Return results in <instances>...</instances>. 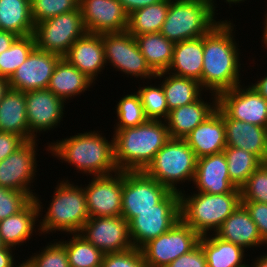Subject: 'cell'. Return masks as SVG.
Here are the masks:
<instances>
[{
	"instance_id": "cell-46",
	"label": "cell",
	"mask_w": 267,
	"mask_h": 267,
	"mask_svg": "<svg viewBox=\"0 0 267 267\" xmlns=\"http://www.w3.org/2000/svg\"><path fill=\"white\" fill-rule=\"evenodd\" d=\"M166 267H207L206 255L198 244L189 253L181 255Z\"/></svg>"
},
{
	"instance_id": "cell-17",
	"label": "cell",
	"mask_w": 267,
	"mask_h": 267,
	"mask_svg": "<svg viewBox=\"0 0 267 267\" xmlns=\"http://www.w3.org/2000/svg\"><path fill=\"white\" fill-rule=\"evenodd\" d=\"M26 113L30 135L37 140V133H46L63 121L65 102L48 89L25 92ZM59 124V125H58ZM48 130V131H47Z\"/></svg>"
},
{
	"instance_id": "cell-36",
	"label": "cell",
	"mask_w": 267,
	"mask_h": 267,
	"mask_svg": "<svg viewBox=\"0 0 267 267\" xmlns=\"http://www.w3.org/2000/svg\"><path fill=\"white\" fill-rule=\"evenodd\" d=\"M224 155L228 165L229 178L239 189L262 164L254 154L240 148L226 147Z\"/></svg>"
},
{
	"instance_id": "cell-11",
	"label": "cell",
	"mask_w": 267,
	"mask_h": 267,
	"mask_svg": "<svg viewBox=\"0 0 267 267\" xmlns=\"http://www.w3.org/2000/svg\"><path fill=\"white\" fill-rule=\"evenodd\" d=\"M170 192L144 171H122L121 216L129 223L139 212L155 209Z\"/></svg>"
},
{
	"instance_id": "cell-52",
	"label": "cell",
	"mask_w": 267,
	"mask_h": 267,
	"mask_svg": "<svg viewBox=\"0 0 267 267\" xmlns=\"http://www.w3.org/2000/svg\"><path fill=\"white\" fill-rule=\"evenodd\" d=\"M8 78L0 76V102L2 101L5 93L9 90Z\"/></svg>"
},
{
	"instance_id": "cell-45",
	"label": "cell",
	"mask_w": 267,
	"mask_h": 267,
	"mask_svg": "<svg viewBox=\"0 0 267 267\" xmlns=\"http://www.w3.org/2000/svg\"><path fill=\"white\" fill-rule=\"evenodd\" d=\"M252 220L257 225L260 237L267 245V203L255 201H241Z\"/></svg>"
},
{
	"instance_id": "cell-16",
	"label": "cell",
	"mask_w": 267,
	"mask_h": 267,
	"mask_svg": "<svg viewBox=\"0 0 267 267\" xmlns=\"http://www.w3.org/2000/svg\"><path fill=\"white\" fill-rule=\"evenodd\" d=\"M90 217L121 216L122 171L104 176H94L84 187Z\"/></svg>"
},
{
	"instance_id": "cell-23",
	"label": "cell",
	"mask_w": 267,
	"mask_h": 267,
	"mask_svg": "<svg viewBox=\"0 0 267 267\" xmlns=\"http://www.w3.org/2000/svg\"><path fill=\"white\" fill-rule=\"evenodd\" d=\"M36 195L21 211L0 221V237L5 246L15 248L31 240L36 232V223L42 214L43 205ZM41 212V213H40Z\"/></svg>"
},
{
	"instance_id": "cell-43",
	"label": "cell",
	"mask_w": 267,
	"mask_h": 267,
	"mask_svg": "<svg viewBox=\"0 0 267 267\" xmlns=\"http://www.w3.org/2000/svg\"><path fill=\"white\" fill-rule=\"evenodd\" d=\"M31 200L25 192L0 186V221L21 211Z\"/></svg>"
},
{
	"instance_id": "cell-40",
	"label": "cell",
	"mask_w": 267,
	"mask_h": 267,
	"mask_svg": "<svg viewBox=\"0 0 267 267\" xmlns=\"http://www.w3.org/2000/svg\"><path fill=\"white\" fill-rule=\"evenodd\" d=\"M48 243L41 252L23 261V267H70L66 248L57 241ZM54 242V243H52Z\"/></svg>"
},
{
	"instance_id": "cell-26",
	"label": "cell",
	"mask_w": 267,
	"mask_h": 267,
	"mask_svg": "<svg viewBox=\"0 0 267 267\" xmlns=\"http://www.w3.org/2000/svg\"><path fill=\"white\" fill-rule=\"evenodd\" d=\"M215 234L223 240L232 242L244 250L267 246L259 235L257 225L252 220L246 208L240 204L223 222Z\"/></svg>"
},
{
	"instance_id": "cell-44",
	"label": "cell",
	"mask_w": 267,
	"mask_h": 267,
	"mask_svg": "<svg viewBox=\"0 0 267 267\" xmlns=\"http://www.w3.org/2000/svg\"><path fill=\"white\" fill-rule=\"evenodd\" d=\"M101 267H147L141 249L104 254Z\"/></svg>"
},
{
	"instance_id": "cell-28",
	"label": "cell",
	"mask_w": 267,
	"mask_h": 267,
	"mask_svg": "<svg viewBox=\"0 0 267 267\" xmlns=\"http://www.w3.org/2000/svg\"><path fill=\"white\" fill-rule=\"evenodd\" d=\"M92 83L94 84L91 79L62 57L54 68L47 89L67 104L70 98L81 96L91 88Z\"/></svg>"
},
{
	"instance_id": "cell-50",
	"label": "cell",
	"mask_w": 267,
	"mask_h": 267,
	"mask_svg": "<svg viewBox=\"0 0 267 267\" xmlns=\"http://www.w3.org/2000/svg\"><path fill=\"white\" fill-rule=\"evenodd\" d=\"M17 37L13 32L0 30V54L9 49Z\"/></svg>"
},
{
	"instance_id": "cell-18",
	"label": "cell",
	"mask_w": 267,
	"mask_h": 267,
	"mask_svg": "<svg viewBox=\"0 0 267 267\" xmlns=\"http://www.w3.org/2000/svg\"><path fill=\"white\" fill-rule=\"evenodd\" d=\"M62 57L35 47L8 79L11 89L27 92L47 89L54 68Z\"/></svg>"
},
{
	"instance_id": "cell-20",
	"label": "cell",
	"mask_w": 267,
	"mask_h": 267,
	"mask_svg": "<svg viewBox=\"0 0 267 267\" xmlns=\"http://www.w3.org/2000/svg\"><path fill=\"white\" fill-rule=\"evenodd\" d=\"M193 185L198 192L209 194L230 193L237 188L229 178L224 151L197 159Z\"/></svg>"
},
{
	"instance_id": "cell-22",
	"label": "cell",
	"mask_w": 267,
	"mask_h": 267,
	"mask_svg": "<svg viewBox=\"0 0 267 267\" xmlns=\"http://www.w3.org/2000/svg\"><path fill=\"white\" fill-rule=\"evenodd\" d=\"M197 159L223 152L226 146V130L223 111L217 110L195 127L185 138Z\"/></svg>"
},
{
	"instance_id": "cell-15",
	"label": "cell",
	"mask_w": 267,
	"mask_h": 267,
	"mask_svg": "<svg viewBox=\"0 0 267 267\" xmlns=\"http://www.w3.org/2000/svg\"><path fill=\"white\" fill-rule=\"evenodd\" d=\"M79 234L104 254L133 248L129 224L122 216L90 217Z\"/></svg>"
},
{
	"instance_id": "cell-13",
	"label": "cell",
	"mask_w": 267,
	"mask_h": 267,
	"mask_svg": "<svg viewBox=\"0 0 267 267\" xmlns=\"http://www.w3.org/2000/svg\"><path fill=\"white\" fill-rule=\"evenodd\" d=\"M242 84L218 95V107L231 119L267 128V100L252 85Z\"/></svg>"
},
{
	"instance_id": "cell-1",
	"label": "cell",
	"mask_w": 267,
	"mask_h": 267,
	"mask_svg": "<svg viewBox=\"0 0 267 267\" xmlns=\"http://www.w3.org/2000/svg\"><path fill=\"white\" fill-rule=\"evenodd\" d=\"M231 22L221 19L203 36L201 87L203 91L207 90V93L209 90V93L219 95L242 84L239 79L241 77L239 45L234 39L235 24Z\"/></svg>"
},
{
	"instance_id": "cell-30",
	"label": "cell",
	"mask_w": 267,
	"mask_h": 267,
	"mask_svg": "<svg viewBox=\"0 0 267 267\" xmlns=\"http://www.w3.org/2000/svg\"><path fill=\"white\" fill-rule=\"evenodd\" d=\"M199 244L206 255L207 267H244L245 251L242 247L221 239L215 233L203 235Z\"/></svg>"
},
{
	"instance_id": "cell-38",
	"label": "cell",
	"mask_w": 267,
	"mask_h": 267,
	"mask_svg": "<svg viewBox=\"0 0 267 267\" xmlns=\"http://www.w3.org/2000/svg\"><path fill=\"white\" fill-rule=\"evenodd\" d=\"M115 110L118 122H116L114 130L136 127L148 120L137 91L121 97Z\"/></svg>"
},
{
	"instance_id": "cell-12",
	"label": "cell",
	"mask_w": 267,
	"mask_h": 267,
	"mask_svg": "<svg viewBox=\"0 0 267 267\" xmlns=\"http://www.w3.org/2000/svg\"><path fill=\"white\" fill-rule=\"evenodd\" d=\"M106 64L109 63L116 71L140 80L154 79L156 74L146 63L136 40L127 30L102 34Z\"/></svg>"
},
{
	"instance_id": "cell-25",
	"label": "cell",
	"mask_w": 267,
	"mask_h": 267,
	"mask_svg": "<svg viewBox=\"0 0 267 267\" xmlns=\"http://www.w3.org/2000/svg\"><path fill=\"white\" fill-rule=\"evenodd\" d=\"M207 102L202 96L195 102L172 109L166 120L170 138L184 139L218 107V95L211 93ZM212 101V102H211Z\"/></svg>"
},
{
	"instance_id": "cell-34",
	"label": "cell",
	"mask_w": 267,
	"mask_h": 267,
	"mask_svg": "<svg viewBox=\"0 0 267 267\" xmlns=\"http://www.w3.org/2000/svg\"><path fill=\"white\" fill-rule=\"evenodd\" d=\"M169 9V0L137 9L128 15L127 31L133 35L160 32Z\"/></svg>"
},
{
	"instance_id": "cell-5",
	"label": "cell",
	"mask_w": 267,
	"mask_h": 267,
	"mask_svg": "<svg viewBox=\"0 0 267 267\" xmlns=\"http://www.w3.org/2000/svg\"><path fill=\"white\" fill-rule=\"evenodd\" d=\"M58 182L46 214L38 221L36 230L40 235L57 231L66 235L79 233L90 218L82 184L74 185L68 178Z\"/></svg>"
},
{
	"instance_id": "cell-41",
	"label": "cell",
	"mask_w": 267,
	"mask_h": 267,
	"mask_svg": "<svg viewBox=\"0 0 267 267\" xmlns=\"http://www.w3.org/2000/svg\"><path fill=\"white\" fill-rule=\"evenodd\" d=\"M79 9V0H31L34 24Z\"/></svg>"
},
{
	"instance_id": "cell-51",
	"label": "cell",
	"mask_w": 267,
	"mask_h": 267,
	"mask_svg": "<svg viewBox=\"0 0 267 267\" xmlns=\"http://www.w3.org/2000/svg\"><path fill=\"white\" fill-rule=\"evenodd\" d=\"M252 86L263 98L267 100V74L262 78H258L255 84L252 83Z\"/></svg>"
},
{
	"instance_id": "cell-54",
	"label": "cell",
	"mask_w": 267,
	"mask_h": 267,
	"mask_svg": "<svg viewBox=\"0 0 267 267\" xmlns=\"http://www.w3.org/2000/svg\"><path fill=\"white\" fill-rule=\"evenodd\" d=\"M265 16V18H264V28H263V30H261V31H263L262 33V35H263V37H262V43L265 45V49H267V13L264 15Z\"/></svg>"
},
{
	"instance_id": "cell-33",
	"label": "cell",
	"mask_w": 267,
	"mask_h": 267,
	"mask_svg": "<svg viewBox=\"0 0 267 267\" xmlns=\"http://www.w3.org/2000/svg\"><path fill=\"white\" fill-rule=\"evenodd\" d=\"M0 25L17 36L34 34L31 0H0Z\"/></svg>"
},
{
	"instance_id": "cell-19",
	"label": "cell",
	"mask_w": 267,
	"mask_h": 267,
	"mask_svg": "<svg viewBox=\"0 0 267 267\" xmlns=\"http://www.w3.org/2000/svg\"><path fill=\"white\" fill-rule=\"evenodd\" d=\"M87 33L105 34L126 31L128 14L118 0H79Z\"/></svg>"
},
{
	"instance_id": "cell-31",
	"label": "cell",
	"mask_w": 267,
	"mask_h": 267,
	"mask_svg": "<svg viewBox=\"0 0 267 267\" xmlns=\"http://www.w3.org/2000/svg\"><path fill=\"white\" fill-rule=\"evenodd\" d=\"M154 79L160 80L162 84L169 111L191 104L203 95L200 82L192 78L177 76L166 71L156 74Z\"/></svg>"
},
{
	"instance_id": "cell-7",
	"label": "cell",
	"mask_w": 267,
	"mask_h": 267,
	"mask_svg": "<svg viewBox=\"0 0 267 267\" xmlns=\"http://www.w3.org/2000/svg\"><path fill=\"white\" fill-rule=\"evenodd\" d=\"M196 164L197 157L185 139L170 138L144 172L170 191L180 193L182 189L176 186L185 181L193 183Z\"/></svg>"
},
{
	"instance_id": "cell-29",
	"label": "cell",
	"mask_w": 267,
	"mask_h": 267,
	"mask_svg": "<svg viewBox=\"0 0 267 267\" xmlns=\"http://www.w3.org/2000/svg\"><path fill=\"white\" fill-rule=\"evenodd\" d=\"M203 69V36L175 43L167 72L200 82Z\"/></svg>"
},
{
	"instance_id": "cell-8",
	"label": "cell",
	"mask_w": 267,
	"mask_h": 267,
	"mask_svg": "<svg viewBox=\"0 0 267 267\" xmlns=\"http://www.w3.org/2000/svg\"><path fill=\"white\" fill-rule=\"evenodd\" d=\"M87 33L80 9L49 18L35 25L36 47L64 57L70 47Z\"/></svg>"
},
{
	"instance_id": "cell-2",
	"label": "cell",
	"mask_w": 267,
	"mask_h": 267,
	"mask_svg": "<svg viewBox=\"0 0 267 267\" xmlns=\"http://www.w3.org/2000/svg\"><path fill=\"white\" fill-rule=\"evenodd\" d=\"M77 134L49 142L46 149L62 163L73 165L77 172L86 176H104L119 171L115 163L113 137L111 141L107 140L99 130Z\"/></svg>"
},
{
	"instance_id": "cell-55",
	"label": "cell",
	"mask_w": 267,
	"mask_h": 267,
	"mask_svg": "<svg viewBox=\"0 0 267 267\" xmlns=\"http://www.w3.org/2000/svg\"><path fill=\"white\" fill-rule=\"evenodd\" d=\"M244 1H247V0H225L224 2L228 3L229 6H231V4H239L241 2H244ZM216 0H214V5H216Z\"/></svg>"
},
{
	"instance_id": "cell-48",
	"label": "cell",
	"mask_w": 267,
	"mask_h": 267,
	"mask_svg": "<svg viewBox=\"0 0 267 267\" xmlns=\"http://www.w3.org/2000/svg\"><path fill=\"white\" fill-rule=\"evenodd\" d=\"M125 12L129 15L133 11L161 2L163 0H118Z\"/></svg>"
},
{
	"instance_id": "cell-49",
	"label": "cell",
	"mask_w": 267,
	"mask_h": 267,
	"mask_svg": "<svg viewBox=\"0 0 267 267\" xmlns=\"http://www.w3.org/2000/svg\"><path fill=\"white\" fill-rule=\"evenodd\" d=\"M13 250L15 249L8 246L0 248V267H23V261L16 265Z\"/></svg>"
},
{
	"instance_id": "cell-24",
	"label": "cell",
	"mask_w": 267,
	"mask_h": 267,
	"mask_svg": "<svg viewBox=\"0 0 267 267\" xmlns=\"http://www.w3.org/2000/svg\"><path fill=\"white\" fill-rule=\"evenodd\" d=\"M226 146L240 148L267 163V128L229 118L223 112Z\"/></svg>"
},
{
	"instance_id": "cell-53",
	"label": "cell",
	"mask_w": 267,
	"mask_h": 267,
	"mask_svg": "<svg viewBox=\"0 0 267 267\" xmlns=\"http://www.w3.org/2000/svg\"><path fill=\"white\" fill-rule=\"evenodd\" d=\"M250 267H267V253L258 256L254 261H252Z\"/></svg>"
},
{
	"instance_id": "cell-37",
	"label": "cell",
	"mask_w": 267,
	"mask_h": 267,
	"mask_svg": "<svg viewBox=\"0 0 267 267\" xmlns=\"http://www.w3.org/2000/svg\"><path fill=\"white\" fill-rule=\"evenodd\" d=\"M35 47L33 34L18 36L10 48L0 54V76L9 79Z\"/></svg>"
},
{
	"instance_id": "cell-35",
	"label": "cell",
	"mask_w": 267,
	"mask_h": 267,
	"mask_svg": "<svg viewBox=\"0 0 267 267\" xmlns=\"http://www.w3.org/2000/svg\"><path fill=\"white\" fill-rule=\"evenodd\" d=\"M70 235L69 241H64V239L59 241L66 248L70 267H98L102 265L104 253L100 249L88 242L79 233Z\"/></svg>"
},
{
	"instance_id": "cell-42",
	"label": "cell",
	"mask_w": 267,
	"mask_h": 267,
	"mask_svg": "<svg viewBox=\"0 0 267 267\" xmlns=\"http://www.w3.org/2000/svg\"><path fill=\"white\" fill-rule=\"evenodd\" d=\"M241 201L267 203V163H262L240 188Z\"/></svg>"
},
{
	"instance_id": "cell-21",
	"label": "cell",
	"mask_w": 267,
	"mask_h": 267,
	"mask_svg": "<svg viewBox=\"0 0 267 267\" xmlns=\"http://www.w3.org/2000/svg\"><path fill=\"white\" fill-rule=\"evenodd\" d=\"M64 58L94 84L98 74L105 70L106 64L102 34L86 33L70 47Z\"/></svg>"
},
{
	"instance_id": "cell-32",
	"label": "cell",
	"mask_w": 267,
	"mask_h": 267,
	"mask_svg": "<svg viewBox=\"0 0 267 267\" xmlns=\"http://www.w3.org/2000/svg\"><path fill=\"white\" fill-rule=\"evenodd\" d=\"M134 38L146 63L155 74L169 69L175 43L169 41L160 32L136 35Z\"/></svg>"
},
{
	"instance_id": "cell-6",
	"label": "cell",
	"mask_w": 267,
	"mask_h": 267,
	"mask_svg": "<svg viewBox=\"0 0 267 267\" xmlns=\"http://www.w3.org/2000/svg\"><path fill=\"white\" fill-rule=\"evenodd\" d=\"M214 0H169L160 33L173 43L207 34L217 23Z\"/></svg>"
},
{
	"instance_id": "cell-14",
	"label": "cell",
	"mask_w": 267,
	"mask_h": 267,
	"mask_svg": "<svg viewBox=\"0 0 267 267\" xmlns=\"http://www.w3.org/2000/svg\"><path fill=\"white\" fill-rule=\"evenodd\" d=\"M37 141H26L20 148L0 162L1 187L25 192L32 199L36 197L37 194L30 189V186L37 175Z\"/></svg>"
},
{
	"instance_id": "cell-3",
	"label": "cell",
	"mask_w": 267,
	"mask_h": 267,
	"mask_svg": "<svg viewBox=\"0 0 267 267\" xmlns=\"http://www.w3.org/2000/svg\"><path fill=\"white\" fill-rule=\"evenodd\" d=\"M114 157L119 171H144L170 139L166 121L147 120L136 127L113 131Z\"/></svg>"
},
{
	"instance_id": "cell-56",
	"label": "cell",
	"mask_w": 267,
	"mask_h": 267,
	"mask_svg": "<svg viewBox=\"0 0 267 267\" xmlns=\"http://www.w3.org/2000/svg\"><path fill=\"white\" fill-rule=\"evenodd\" d=\"M5 245L3 244L1 237H0V248H3Z\"/></svg>"
},
{
	"instance_id": "cell-27",
	"label": "cell",
	"mask_w": 267,
	"mask_h": 267,
	"mask_svg": "<svg viewBox=\"0 0 267 267\" xmlns=\"http://www.w3.org/2000/svg\"><path fill=\"white\" fill-rule=\"evenodd\" d=\"M0 131L14 133L25 141L35 140L29 131L25 92L9 88L0 102Z\"/></svg>"
},
{
	"instance_id": "cell-39",
	"label": "cell",
	"mask_w": 267,
	"mask_h": 267,
	"mask_svg": "<svg viewBox=\"0 0 267 267\" xmlns=\"http://www.w3.org/2000/svg\"><path fill=\"white\" fill-rule=\"evenodd\" d=\"M137 93L140 96L148 120H167L170 111L167 107V100L161 83L158 86L151 84L141 87L139 85Z\"/></svg>"
},
{
	"instance_id": "cell-4",
	"label": "cell",
	"mask_w": 267,
	"mask_h": 267,
	"mask_svg": "<svg viewBox=\"0 0 267 267\" xmlns=\"http://www.w3.org/2000/svg\"><path fill=\"white\" fill-rule=\"evenodd\" d=\"M185 193L180 192L181 219L200 236L215 233L241 204L239 188L224 194Z\"/></svg>"
},
{
	"instance_id": "cell-10",
	"label": "cell",
	"mask_w": 267,
	"mask_h": 267,
	"mask_svg": "<svg viewBox=\"0 0 267 267\" xmlns=\"http://www.w3.org/2000/svg\"><path fill=\"white\" fill-rule=\"evenodd\" d=\"M180 219V193L171 191L155 209L139 212L128 223L133 247L140 249L149 240L166 233Z\"/></svg>"
},
{
	"instance_id": "cell-47",
	"label": "cell",
	"mask_w": 267,
	"mask_h": 267,
	"mask_svg": "<svg viewBox=\"0 0 267 267\" xmlns=\"http://www.w3.org/2000/svg\"><path fill=\"white\" fill-rule=\"evenodd\" d=\"M25 142L17 134L0 131V162L20 148Z\"/></svg>"
},
{
	"instance_id": "cell-9",
	"label": "cell",
	"mask_w": 267,
	"mask_h": 267,
	"mask_svg": "<svg viewBox=\"0 0 267 267\" xmlns=\"http://www.w3.org/2000/svg\"><path fill=\"white\" fill-rule=\"evenodd\" d=\"M200 237L180 219L166 233L149 240L140 249L147 267H166L193 250L199 244Z\"/></svg>"
}]
</instances>
